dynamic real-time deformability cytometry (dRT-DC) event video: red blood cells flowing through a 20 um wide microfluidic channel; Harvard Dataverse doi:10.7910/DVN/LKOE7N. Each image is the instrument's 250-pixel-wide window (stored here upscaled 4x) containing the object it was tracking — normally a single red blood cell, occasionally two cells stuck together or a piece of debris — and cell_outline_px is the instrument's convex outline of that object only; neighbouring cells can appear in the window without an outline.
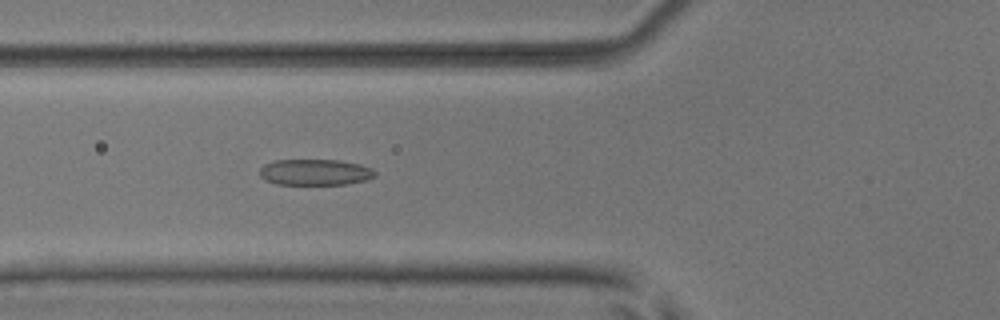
{"species": "common noctule bat (a hibernating species)", "species_latin": "Nyctalus noctula", "temperature_condition": "room temperature", "stored_images_in_passage": 52, "camera_frame_rate_fps": 3000, "um_per_image_px": 0.085, "animal": {"sex": "male", "body_mass_g": 17.9, "forearm_length_mm": 54.2}, "frame": {"image": 1, "passage_image": 19, "time_ms": 6.0, "image_size_px": [1000, 320], "cell_outline_px": [[376, 176], [368, 180], [344, 184], [276, 184], [264, 180], [260, 176], [260, 168], [264, 164], [276, 160], [336, 160], [360, 164], [372, 168], [376, 172]], "centroid_in_image_um": [26.79, 14.64], "position_along_channel_um": 99.0, "area_um2": 17.57}}
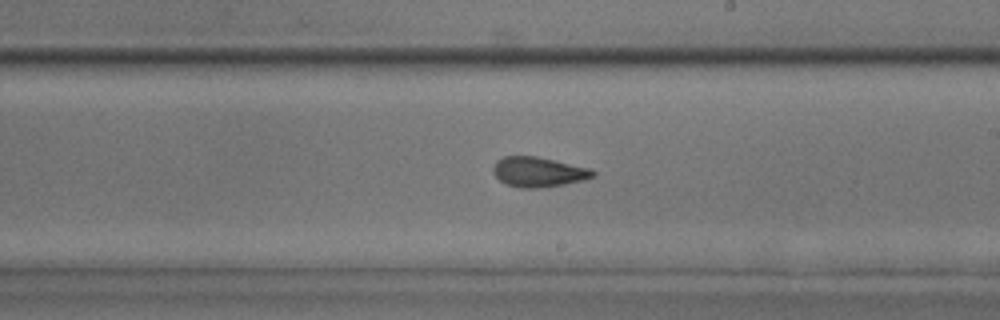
{"frame": {"image": 2, "passage_image": 30, "time_ms": 9.667, "image_size_px": [1000, 320], "cell_outline_px": [[596, 176], [584, 180], [564, 184], [540, 188], [520, 188], [508, 184], [500, 180], [492, 172], [492, 168], [496, 160], [504, 156], [536, 156], [588, 168], [596, 172]], "centroid_in_image_um": [45.75, 14.62], "position_along_channel_um": 243.3, "area_um2": 17.34}}
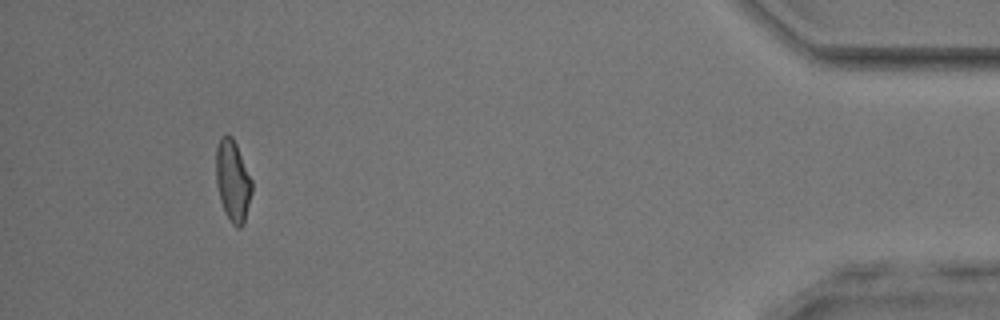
{"frame": {"image": 3, "passage_image": 48, "time_ms": 15.667, "image_size_px": [1000, 320], "cell_outline_px": [[252, 192], [244, 224], [240, 228], [236, 228], [232, 224], [224, 212], [220, 200], [216, 184], [216, 148], [220, 136], [232, 136], [236, 144], [252, 180]], "centroid_in_image_um": [19.78, 15.4], "position_along_channel_um": 415.4, "area_um2": 17.11}, "authors_computed_cell_mechanics": {"area_um2": 17.4556, "velocity_mm_per_s": 3.9437, "shape_relaxation_time_tau1_ms": 4.1504, "shape_relaxation_time_tau2_ms": 1.714, "deformation_change_tau1": 0.1509, "deformation_change_tau2": 0.0885}}